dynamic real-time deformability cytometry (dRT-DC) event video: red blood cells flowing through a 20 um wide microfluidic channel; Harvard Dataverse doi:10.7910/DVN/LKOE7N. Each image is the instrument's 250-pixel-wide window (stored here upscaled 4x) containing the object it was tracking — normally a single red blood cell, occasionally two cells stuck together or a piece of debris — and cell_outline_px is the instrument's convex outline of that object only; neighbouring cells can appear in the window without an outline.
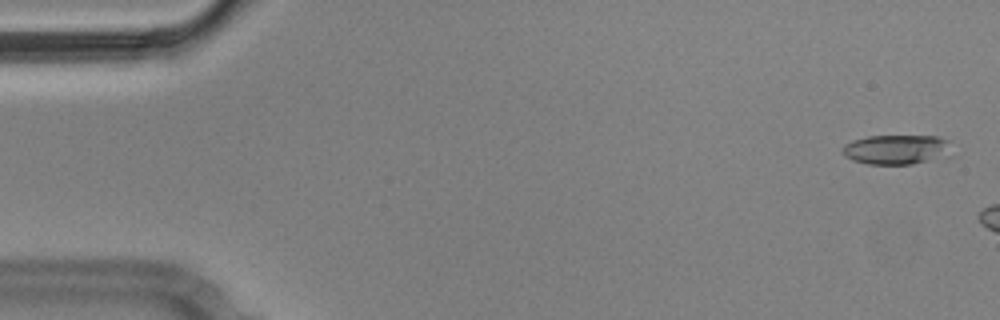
{"species": "Egyptian fruit bat (a non-hibernating species)", "species_latin": "Rousettus aegyptiacus", "temperature_condition": "cold", "stored_images_in_passage": 3, "camera_frame_rate_fps": 3000, "um_per_image_px": 0.085, "animal": {"sex": "male"}, "frame": {"image": 1, "passage_image": 1, "time_ms": 0.0, "image_size_px": [1000, 320], "cell_outline_px": [[952, 156], [912, 164], [868, 164], [852, 160], [844, 156], [840, 152], [840, 148], [844, 144], [852, 140], [868, 136], [936, 136], [952, 140]], "centroid_in_image_um": [76.25, 12.71], "position_along_channel_um": 8.7, "area_um2": 19.54}}